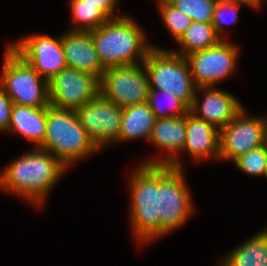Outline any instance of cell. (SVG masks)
Listing matches in <instances>:
<instances>
[{"label":"cell","mask_w":267,"mask_h":266,"mask_svg":"<svg viewBox=\"0 0 267 266\" xmlns=\"http://www.w3.org/2000/svg\"><path fill=\"white\" fill-rule=\"evenodd\" d=\"M65 170L67 167L57 157L35 147L0 174V187L41 206Z\"/></svg>","instance_id":"6da1fadb"},{"label":"cell","mask_w":267,"mask_h":266,"mask_svg":"<svg viewBox=\"0 0 267 266\" xmlns=\"http://www.w3.org/2000/svg\"><path fill=\"white\" fill-rule=\"evenodd\" d=\"M90 33L105 69L138 64L136 57L143 63L154 48L145 42L142 29L127 16L109 19Z\"/></svg>","instance_id":"7a4b0ae2"},{"label":"cell","mask_w":267,"mask_h":266,"mask_svg":"<svg viewBox=\"0 0 267 266\" xmlns=\"http://www.w3.org/2000/svg\"><path fill=\"white\" fill-rule=\"evenodd\" d=\"M57 157L66 167L98 152L73 110L47 106L45 138L39 147Z\"/></svg>","instance_id":"3957f363"},{"label":"cell","mask_w":267,"mask_h":266,"mask_svg":"<svg viewBox=\"0 0 267 266\" xmlns=\"http://www.w3.org/2000/svg\"><path fill=\"white\" fill-rule=\"evenodd\" d=\"M131 180V220L139 242L160 237L159 165L143 164Z\"/></svg>","instance_id":"277c9868"},{"label":"cell","mask_w":267,"mask_h":266,"mask_svg":"<svg viewBox=\"0 0 267 266\" xmlns=\"http://www.w3.org/2000/svg\"><path fill=\"white\" fill-rule=\"evenodd\" d=\"M143 65L148 73L149 89L167 91L191 108L197 86L184 56L154 46Z\"/></svg>","instance_id":"5b68a950"},{"label":"cell","mask_w":267,"mask_h":266,"mask_svg":"<svg viewBox=\"0 0 267 266\" xmlns=\"http://www.w3.org/2000/svg\"><path fill=\"white\" fill-rule=\"evenodd\" d=\"M0 87L17 105L42 108L50 105L48 81L10 45L6 48Z\"/></svg>","instance_id":"8992f818"},{"label":"cell","mask_w":267,"mask_h":266,"mask_svg":"<svg viewBox=\"0 0 267 266\" xmlns=\"http://www.w3.org/2000/svg\"><path fill=\"white\" fill-rule=\"evenodd\" d=\"M182 172V168L159 165V215L161 236L183 225L193 210L191 197Z\"/></svg>","instance_id":"52a82bcc"},{"label":"cell","mask_w":267,"mask_h":266,"mask_svg":"<svg viewBox=\"0 0 267 266\" xmlns=\"http://www.w3.org/2000/svg\"><path fill=\"white\" fill-rule=\"evenodd\" d=\"M143 68L134 64L106 69L100 80V93L122 108L147 102L149 77L144 65Z\"/></svg>","instance_id":"ba28073f"},{"label":"cell","mask_w":267,"mask_h":266,"mask_svg":"<svg viewBox=\"0 0 267 266\" xmlns=\"http://www.w3.org/2000/svg\"><path fill=\"white\" fill-rule=\"evenodd\" d=\"M48 87L50 105L76 111L100 94V79L87 72L65 68L48 81Z\"/></svg>","instance_id":"9c48e42d"},{"label":"cell","mask_w":267,"mask_h":266,"mask_svg":"<svg viewBox=\"0 0 267 266\" xmlns=\"http://www.w3.org/2000/svg\"><path fill=\"white\" fill-rule=\"evenodd\" d=\"M75 112L88 137L99 150L119 138L123 108L101 93Z\"/></svg>","instance_id":"30bf717a"},{"label":"cell","mask_w":267,"mask_h":266,"mask_svg":"<svg viewBox=\"0 0 267 266\" xmlns=\"http://www.w3.org/2000/svg\"><path fill=\"white\" fill-rule=\"evenodd\" d=\"M237 54V46L221 40L215 46L188 54L185 58L196 86L209 87L235 70Z\"/></svg>","instance_id":"8fae6325"},{"label":"cell","mask_w":267,"mask_h":266,"mask_svg":"<svg viewBox=\"0 0 267 266\" xmlns=\"http://www.w3.org/2000/svg\"><path fill=\"white\" fill-rule=\"evenodd\" d=\"M243 110L220 129V160L234 161L248 151L265 144V120L248 118Z\"/></svg>","instance_id":"7c38bea8"},{"label":"cell","mask_w":267,"mask_h":266,"mask_svg":"<svg viewBox=\"0 0 267 266\" xmlns=\"http://www.w3.org/2000/svg\"><path fill=\"white\" fill-rule=\"evenodd\" d=\"M10 46L47 81L67 68L61 37L36 34Z\"/></svg>","instance_id":"4fadbf2b"},{"label":"cell","mask_w":267,"mask_h":266,"mask_svg":"<svg viewBox=\"0 0 267 266\" xmlns=\"http://www.w3.org/2000/svg\"><path fill=\"white\" fill-rule=\"evenodd\" d=\"M204 91L201 105L195 94L193 104L189 109L197 118L211 123L219 130L233 120L242 110L243 106L232 94L218 90L214 86L197 87ZM200 106V107H199ZM200 110V111H199ZM201 112V116L199 115Z\"/></svg>","instance_id":"5bb4252c"},{"label":"cell","mask_w":267,"mask_h":266,"mask_svg":"<svg viewBox=\"0 0 267 266\" xmlns=\"http://www.w3.org/2000/svg\"><path fill=\"white\" fill-rule=\"evenodd\" d=\"M61 38L67 68L90 73L101 80L106 69L99 59L90 31L70 30Z\"/></svg>","instance_id":"9a60e30c"},{"label":"cell","mask_w":267,"mask_h":266,"mask_svg":"<svg viewBox=\"0 0 267 266\" xmlns=\"http://www.w3.org/2000/svg\"><path fill=\"white\" fill-rule=\"evenodd\" d=\"M185 141L186 115L182 117L156 119L149 142L163 149H167L172 154H170L171 156L154 158L144 164L169 165L173 168H182L179 159L176 158V153L181 150L183 151Z\"/></svg>","instance_id":"2e32d148"},{"label":"cell","mask_w":267,"mask_h":266,"mask_svg":"<svg viewBox=\"0 0 267 266\" xmlns=\"http://www.w3.org/2000/svg\"><path fill=\"white\" fill-rule=\"evenodd\" d=\"M219 135L218 128L189 111L186 114V141L183 151L187 150L197 160L213 155L220 159Z\"/></svg>","instance_id":"e0dca14e"},{"label":"cell","mask_w":267,"mask_h":266,"mask_svg":"<svg viewBox=\"0 0 267 266\" xmlns=\"http://www.w3.org/2000/svg\"><path fill=\"white\" fill-rule=\"evenodd\" d=\"M47 107L34 108L14 104L11 111L9 131H17L28 141L40 147L45 138Z\"/></svg>","instance_id":"ac0fdd59"},{"label":"cell","mask_w":267,"mask_h":266,"mask_svg":"<svg viewBox=\"0 0 267 266\" xmlns=\"http://www.w3.org/2000/svg\"><path fill=\"white\" fill-rule=\"evenodd\" d=\"M155 121L156 117L147 102L125 107L117 140L128 141L143 137L149 141Z\"/></svg>","instance_id":"d6986e66"},{"label":"cell","mask_w":267,"mask_h":266,"mask_svg":"<svg viewBox=\"0 0 267 266\" xmlns=\"http://www.w3.org/2000/svg\"><path fill=\"white\" fill-rule=\"evenodd\" d=\"M221 262V266L267 265V230L257 233L247 242L238 246Z\"/></svg>","instance_id":"ffe728a7"},{"label":"cell","mask_w":267,"mask_h":266,"mask_svg":"<svg viewBox=\"0 0 267 266\" xmlns=\"http://www.w3.org/2000/svg\"><path fill=\"white\" fill-rule=\"evenodd\" d=\"M221 40L222 38L217 35L212 23L193 21L177 41L182 46L183 52L173 53L185 57L188 54L215 46Z\"/></svg>","instance_id":"44dd1931"},{"label":"cell","mask_w":267,"mask_h":266,"mask_svg":"<svg viewBox=\"0 0 267 266\" xmlns=\"http://www.w3.org/2000/svg\"><path fill=\"white\" fill-rule=\"evenodd\" d=\"M73 21L72 31H91L106 23L109 18L96 6L84 4L83 0H71Z\"/></svg>","instance_id":"7402d4cb"},{"label":"cell","mask_w":267,"mask_h":266,"mask_svg":"<svg viewBox=\"0 0 267 266\" xmlns=\"http://www.w3.org/2000/svg\"><path fill=\"white\" fill-rule=\"evenodd\" d=\"M162 20L168 31L178 41L193 20L184 12L173 6L168 0H158Z\"/></svg>","instance_id":"603a6c76"},{"label":"cell","mask_w":267,"mask_h":266,"mask_svg":"<svg viewBox=\"0 0 267 266\" xmlns=\"http://www.w3.org/2000/svg\"><path fill=\"white\" fill-rule=\"evenodd\" d=\"M158 93H161V95L165 97V100L168 101L169 105L166 106H169L168 108L171 109L170 110V112H172L171 114H167L165 108L162 109L164 106L159 105V101H157L158 100L157 97L159 95ZM147 103L149 104V107L154 113L156 119L182 117L190 111L189 108L181 100H179L174 95L169 94V92L163 90L149 89Z\"/></svg>","instance_id":"cb8c5ba5"},{"label":"cell","mask_w":267,"mask_h":266,"mask_svg":"<svg viewBox=\"0 0 267 266\" xmlns=\"http://www.w3.org/2000/svg\"><path fill=\"white\" fill-rule=\"evenodd\" d=\"M173 6L191 17L193 21L212 23L218 0H168Z\"/></svg>","instance_id":"d4e9b609"},{"label":"cell","mask_w":267,"mask_h":266,"mask_svg":"<svg viewBox=\"0 0 267 266\" xmlns=\"http://www.w3.org/2000/svg\"><path fill=\"white\" fill-rule=\"evenodd\" d=\"M237 168L252 176L265 174L267 166V145L254 148L233 161Z\"/></svg>","instance_id":"484cf974"},{"label":"cell","mask_w":267,"mask_h":266,"mask_svg":"<svg viewBox=\"0 0 267 266\" xmlns=\"http://www.w3.org/2000/svg\"><path fill=\"white\" fill-rule=\"evenodd\" d=\"M240 7V4L229 2L226 0H218L216 3V7L214 9L213 13V19H212V24L214 27L215 32L217 35L220 37L221 36V31L224 23H228V17H226L227 14H232L230 15L231 21L230 23H236L237 21V12ZM229 23V24H230Z\"/></svg>","instance_id":"4316f807"},{"label":"cell","mask_w":267,"mask_h":266,"mask_svg":"<svg viewBox=\"0 0 267 266\" xmlns=\"http://www.w3.org/2000/svg\"><path fill=\"white\" fill-rule=\"evenodd\" d=\"M13 105L10 97L0 87V131L8 130Z\"/></svg>","instance_id":"83f0119b"},{"label":"cell","mask_w":267,"mask_h":266,"mask_svg":"<svg viewBox=\"0 0 267 266\" xmlns=\"http://www.w3.org/2000/svg\"><path fill=\"white\" fill-rule=\"evenodd\" d=\"M84 4H90L100 9L109 19L118 18L114 15V7L117 0H83Z\"/></svg>","instance_id":"f1b7e54d"},{"label":"cell","mask_w":267,"mask_h":266,"mask_svg":"<svg viewBox=\"0 0 267 266\" xmlns=\"http://www.w3.org/2000/svg\"><path fill=\"white\" fill-rule=\"evenodd\" d=\"M237 4H246L251 7L259 8L261 6V0H226Z\"/></svg>","instance_id":"f546056e"},{"label":"cell","mask_w":267,"mask_h":266,"mask_svg":"<svg viewBox=\"0 0 267 266\" xmlns=\"http://www.w3.org/2000/svg\"><path fill=\"white\" fill-rule=\"evenodd\" d=\"M265 144L267 145V119H265Z\"/></svg>","instance_id":"4dcf8cb0"},{"label":"cell","mask_w":267,"mask_h":266,"mask_svg":"<svg viewBox=\"0 0 267 266\" xmlns=\"http://www.w3.org/2000/svg\"><path fill=\"white\" fill-rule=\"evenodd\" d=\"M264 176L267 178V166H266V171H265Z\"/></svg>","instance_id":"1f68e13d"}]
</instances>
